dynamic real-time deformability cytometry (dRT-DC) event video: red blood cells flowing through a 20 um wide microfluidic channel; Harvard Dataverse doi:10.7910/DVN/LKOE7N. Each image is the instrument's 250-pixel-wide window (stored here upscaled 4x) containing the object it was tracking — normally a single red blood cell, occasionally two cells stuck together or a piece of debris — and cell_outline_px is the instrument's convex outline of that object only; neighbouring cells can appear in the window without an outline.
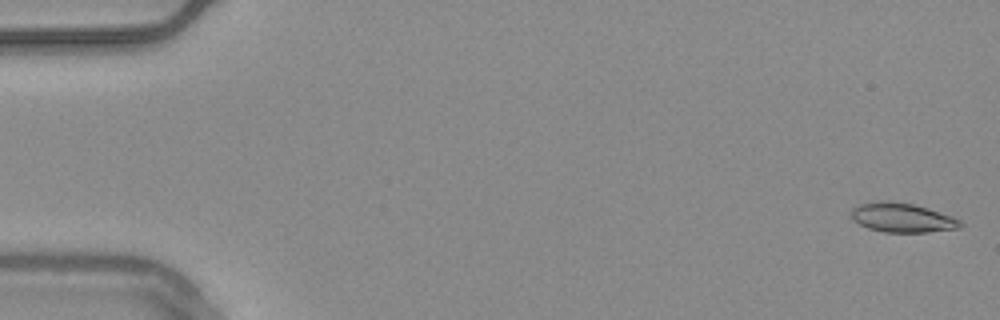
{"species": "common noctule bat (a hibernating species)", "species_latin": "Nyctalus noctula", "temperature_condition": "warm", "stored_images_in_passage": 11, "camera_frame_rate_fps": 3000, "um_per_image_px": 0.085, "animal": {"sex": "male", "body_mass_g": 20.4}, "frame": {"image": 1, "passage_image": 2, "time_ms": 0.333, "image_size_px": [1000, 320], "cell_outline_px": [[964, 224], [960, 228], [928, 232], [884, 232], [868, 228], [852, 220], [852, 208], [860, 204], [876, 200], [892, 200], [912, 204], [928, 208], [952, 216], [960, 220]], "centroid_in_image_um": [76.69, 18.49], "position_along_channel_um": 8.3, "area_um2": 18.79}}